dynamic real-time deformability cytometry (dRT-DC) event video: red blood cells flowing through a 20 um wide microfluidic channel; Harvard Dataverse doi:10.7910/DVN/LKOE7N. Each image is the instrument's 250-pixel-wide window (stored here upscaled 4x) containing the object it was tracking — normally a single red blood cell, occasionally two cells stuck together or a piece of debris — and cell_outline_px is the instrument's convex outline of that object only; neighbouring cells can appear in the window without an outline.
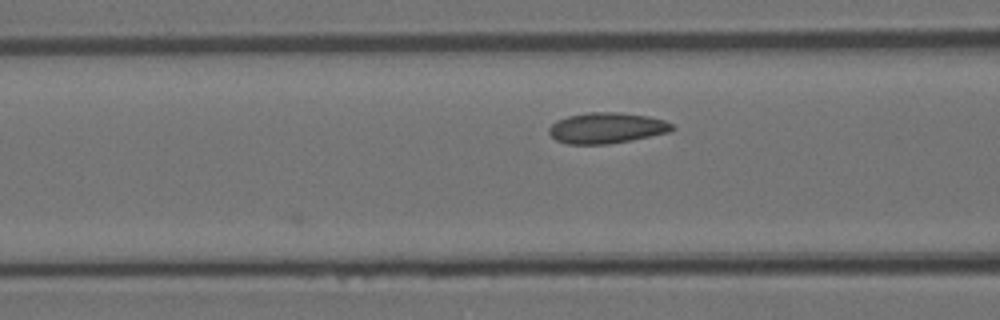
{"species": "Egyptian fruit bat (a non-hibernating species)", "species_latin": "Rousettus aegyptiacus", "temperature_condition": "room temperature", "stored_images_in_passage": 5, "camera_frame_rate_fps": 3000, "um_per_image_px": 0.085, "animal": {"sex": "female"}, "frame": {"image": 1, "passage_image": 4, "time_ms": 1.0, "image_size_px": [1000, 320], "cell_outline_px": [[676, 128], [668, 132], [632, 140], [608, 144], [568, 144], [556, 140], [548, 132], [548, 128], [556, 120], [568, 116], [588, 112], [616, 112], [648, 116], [664, 120], [672, 124]], "centroid_in_image_um": [51.55, 10.88], "position_along_channel_um": 115.1, "area_um2": 22.08}}
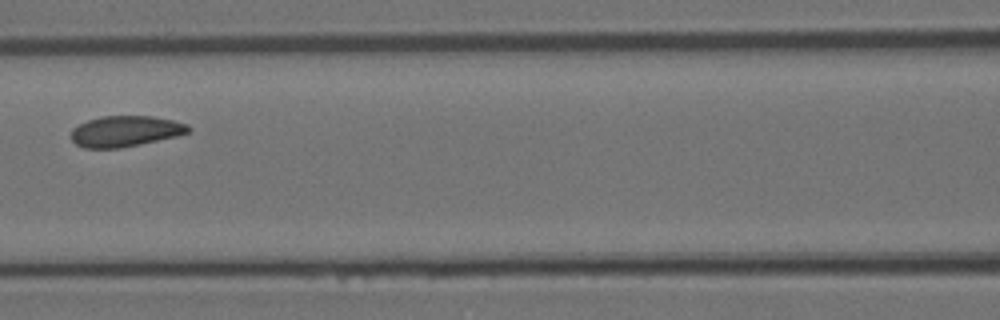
{"frame": {"image": 2, "passage_image": 5, "time_ms": 1.333, "image_size_px": [1000, 320], "cell_outline_px": [[192, 128], [188, 132], [176, 136], [140, 144], [120, 148], [84, 148], [76, 144], [72, 140], [72, 128], [88, 120], [100, 116], [152, 116], [172, 120], [188, 124]], "centroid_in_image_um": [10.65, 11.15], "position_along_channel_um": 155.9, "area_um2": 20.98}}